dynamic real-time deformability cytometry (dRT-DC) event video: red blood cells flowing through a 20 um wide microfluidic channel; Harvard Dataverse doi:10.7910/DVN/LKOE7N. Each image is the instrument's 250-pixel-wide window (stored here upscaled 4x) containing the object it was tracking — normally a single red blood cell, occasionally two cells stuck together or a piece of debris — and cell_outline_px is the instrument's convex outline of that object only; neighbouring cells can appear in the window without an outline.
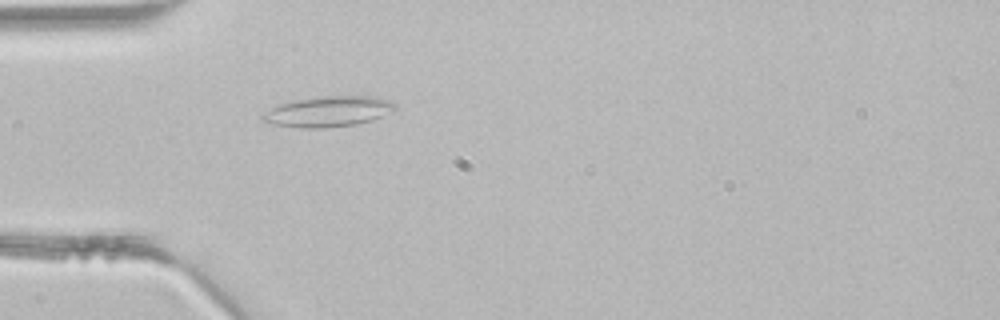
{"species": "common noctule bat (a hibernating species)", "species_latin": "Nyctalus noctula", "temperature_condition": "room temperature", "stored_images_in_passage": 1, "camera_frame_rate_fps": 3000, "um_per_image_px": 0.085, "animal": {"sex": "male", "body_mass_g": 21.5, "forearm_length_mm": 52.0}, "frame": {"image": 1, "passage_image": 1, "time_ms": 0.0, "image_size_px": [1000, 320], "cell_outline_px": [[396, 108], [392, 112], [372, 120], [356, 124], [324, 128], [300, 128], [276, 124], [260, 120], [260, 116], [264, 112], [280, 104], [292, 100], [320, 96], [376, 96], [388, 100], [396, 104]], "centroid_in_image_um": [27.91, 9.47], "position_along_channel_um": 57.1, "area_um2": 23.64}}